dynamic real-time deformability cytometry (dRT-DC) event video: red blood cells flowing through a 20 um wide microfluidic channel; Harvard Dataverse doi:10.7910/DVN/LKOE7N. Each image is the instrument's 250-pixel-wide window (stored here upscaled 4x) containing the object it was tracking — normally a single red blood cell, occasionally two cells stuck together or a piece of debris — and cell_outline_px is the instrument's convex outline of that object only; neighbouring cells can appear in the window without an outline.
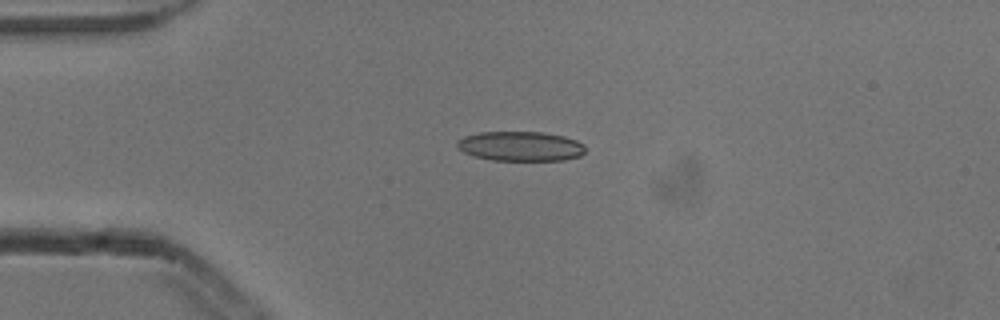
{"species": "common noctule bat (a hibernating species)", "species_latin": "Nyctalus noctula", "temperature_condition": "cold", "stored_images_in_passage": 3, "camera_frame_rate_fps": 3000, "um_per_image_px": 0.085, "animal": {"sex": "male", "body_mass_g": 13.3}, "frame": {"image": 1, "passage_image": 3, "time_ms": 0.667, "image_size_px": [1000, 320], "cell_outline_px": [[584, 152], [580, 156], [564, 160], [492, 160], [472, 156], [464, 152], [456, 144], [456, 140], [464, 136], [480, 132], [544, 132], [564, 136], [576, 140], [584, 144]], "centroid_in_image_um": [44.24, 12.42], "position_along_channel_um": 40.8, "area_um2": 22.2}}